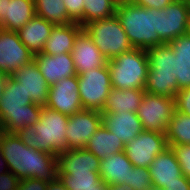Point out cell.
I'll list each match as a JSON object with an SVG mask.
<instances>
[{
  "mask_svg": "<svg viewBox=\"0 0 190 190\" xmlns=\"http://www.w3.org/2000/svg\"><path fill=\"white\" fill-rule=\"evenodd\" d=\"M42 105L33 103L22 84L11 76L0 96V129L16 133L25 126L33 125L40 118Z\"/></svg>",
  "mask_w": 190,
  "mask_h": 190,
  "instance_id": "obj_3",
  "label": "cell"
},
{
  "mask_svg": "<svg viewBox=\"0 0 190 190\" xmlns=\"http://www.w3.org/2000/svg\"><path fill=\"white\" fill-rule=\"evenodd\" d=\"M57 155L28 147L16 133L0 130V157L20 180L36 178L47 183L56 180Z\"/></svg>",
  "mask_w": 190,
  "mask_h": 190,
  "instance_id": "obj_1",
  "label": "cell"
},
{
  "mask_svg": "<svg viewBox=\"0 0 190 190\" xmlns=\"http://www.w3.org/2000/svg\"><path fill=\"white\" fill-rule=\"evenodd\" d=\"M133 167L125 152L121 151L101 160L99 173L106 185L128 184L130 170Z\"/></svg>",
  "mask_w": 190,
  "mask_h": 190,
  "instance_id": "obj_22",
  "label": "cell"
},
{
  "mask_svg": "<svg viewBox=\"0 0 190 190\" xmlns=\"http://www.w3.org/2000/svg\"><path fill=\"white\" fill-rule=\"evenodd\" d=\"M68 117L43 106L39 120L33 125L25 126L16 134L28 147H34L50 154H59L68 150L65 135Z\"/></svg>",
  "mask_w": 190,
  "mask_h": 190,
  "instance_id": "obj_2",
  "label": "cell"
},
{
  "mask_svg": "<svg viewBox=\"0 0 190 190\" xmlns=\"http://www.w3.org/2000/svg\"><path fill=\"white\" fill-rule=\"evenodd\" d=\"M68 17L83 27L84 0H63Z\"/></svg>",
  "mask_w": 190,
  "mask_h": 190,
  "instance_id": "obj_34",
  "label": "cell"
},
{
  "mask_svg": "<svg viewBox=\"0 0 190 190\" xmlns=\"http://www.w3.org/2000/svg\"><path fill=\"white\" fill-rule=\"evenodd\" d=\"M102 124L116 137L122 139L124 145L144 130L137 113L130 111L102 113Z\"/></svg>",
  "mask_w": 190,
  "mask_h": 190,
  "instance_id": "obj_19",
  "label": "cell"
},
{
  "mask_svg": "<svg viewBox=\"0 0 190 190\" xmlns=\"http://www.w3.org/2000/svg\"><path fill=\"white\" fill-rule=\"evenodd\" d=\"M58 178L69 190H99L105 183L99 172H59Z\"/></svg>",
  "mask_w": 190,
  "mask_h": 190,
  "instance_id": "obj_28",
  "label": "cell"
},
{
  "mask_svg": "<svg viewBox=\"0 0 190 190\" xmlns=\"http://www.w3.org/2000/svg\"><path fill=\"white\" fill-rule=\"evenodd\" d=\"M171 148L180 164L182 174L190 179V144L171 146Z\"/></svg>",
  "mask_w": 190,
  "mask_h": 190,
  "instance_id": "obj_33",
  "label": "cell"
},
{
  "mask_svg": "<svg viewBox=\"0 0 190 190\" xmlns=\"http://www.w3.org/2000/svg\"><path fill=\"white\" fill-rule=\"evenodd\" d=\"M82 29L83 27L76 22L67 25H54L42 53L48 55L71 53L77 34Z\"/></svg>",
  "mask_w": 190,
  "mask_h": 190,
  "instance_id": "obj_23",
  "label": "cell"
},
{
  "mask_svg": "<svg viewBox=\"0 0 190 190\" xmlns=\"http://www.w3.org/2000/svg\"><path fill=\"white\" fill-rule=\"evenodd\" d=\"M78 92L83 109L103 112L107 97L112 89L107 64L77 75Z\"/></svg>",
  "mask_w": 190,
  "mask_h": 190,
  "instance_id": "obj_8",
  "label": "cell"
},
{
  "mask_svg": "<svg viewBox=\"0 0 190 190\" xmlns=\"http://www.w3.org/2000/svg\"><path fill=\"white\" fill-rule=\"evenodd\" d=\"M175 100L176 111L190 116V87L179 90Z\"/></svg>",
  "mask_w": 190,
  "mask_h": 190,
  "instance_id": "obj_35",
  "label": "cell"
},
{
  "mask_svg": "<svg viewBox=\"0 0 190 190\" xmlns=\"http://www.w3.org/2000/svg\"><path fill=\"white\" fill-rule=\"evenodd\" d=\"M128 184L134 190H151L153 184L149 168L134 166L130 170Z\"/></svg>",
  "mask_w": 190,
  "mask_h": 190,
  "instance_id": "obj_32",
  "label": "cell"
},
{
  "mask_svg": "<svg viewBox=\"0 0 190 190\" xmlns=\"http://www.w3.org/2000/svg\"><path fill=\"white\" fill-rule=\"evenodd\" d=\"M20 179L13 172L0 175V190H18Z\"/></svg>",
  "mask_w": 190,
  "mask_h": 190,
  "instance_id": "obj_36",
  "label": "cell"
},
{
  "mask_svg": "<svg viewBox=\"0 0 190 190\" xmlns=\"http://www.w3.org/2000/svg\"><path fill=\"white\" fill-rule=\"evenodd\" d=\"M57 156L59 172H99L100 160L85 148L69 149Z\"/></svg>",
  "mask_w": 190,
  "mask_h": 190,
  "instance_id": "obj_21",
  "label": "cell"
},
{
  "mask_svg": "<svg viewBox=\"0 0 190 190\" xmlns=\"http://www.w3.org/2000/svg\"><path fill=\"white\" fill-rule=\"evenodd\" d=\"M48 183L36 178H26L19 181L18 190H46Z\"/></svg>",
  "mask_w": 190,
  "mask_h": 190,
  "instance_id": "obj_37",
  "label": "cell"
},
{
  "mask_svg": "<svg viewBox=\"0 0 190 190\" xmlns=\"http://www.w3.org/2000/svg\"><path fill=\"white\" fill-rule=\"evenodd\" d=\"M190 11L186 2L173 1L163 9H154V30L166 44L189 29Z\"/></svg>",
  "mask_w": 190,
  "mask_h": 190,
  "instance_id": "obj_10",
  "label": "cell"
},
{
  "mask_svg": "<svg viewBox=\"0 0 190 190\" xmlns=\"http://www.w3.org/2000/svg\"><path fill=\"white\" fill-rule=\"evenodd\" d=\"M186 4H187V7H188V9H189V11H190V0H187V1H186Z\"/></svg>",
  "mask_w": 190,
  "mask_h": 190,
  "instance_id": "obj_46",
  "label": "cell"
},
{
  "mask_svg": "<svg viewBox=\"0 0 190 190\" xmlns=\"http://www.w3.org/2000/svg\"><path fill=\"white\" fill-rule=\"evenodd\" d=\"M124 146L122 139L116 137L102 124L91 136L85 149L101 161L107 156L124 151Z\"/></svg>",
  "mask_w": 190,
  "mask_h": 190,
  "instance_id": "obj_26",
  "label": "cell"
},
{
  "mask_svg": "<svg viewBox=\"0 0 190 190\" xmlns=\"http://www.w3.org/2000/svg\"><path fill=\"white\" fill-rule=\"evenodd\" d=\"M168 147L190 144V116L175 111L166 129Z\"/></svg>",
  "mask_w": 190,
  "mask_h": 190,
  "instance_id": "obj_30",
  "label": "cell"
},
{
  "mask_svg": "<svg viewBox=\"0 0 190 190\" xmlns=\"http://www.w3.org/2000/svg\"><path fill=\"white\" fill-rule=\"evenodd\" d=\"M116 17L133 48L148 49L165 44L154 30V8L147 9L134 3L117 5Z\"/></svg>",
  "mask_w": 190,
  "mask_h": 190,
  "instance_id": "obj_5",
  "label": "cell"
},
{
  "mask_svg": "<svg viewBox=\"0 0 190 190\" xmlns=\"http://www.w3.org/2000/svg\"><path fill=\"white\" fill-rule=\"evenodd\" d=\"M11 77L22 84L24 91L27 96H30L33 103L46 105L50 86L34 60L15 71Z\"/></svg>",
  "mask_w": 190,
  "mask_h": 190,
  "instance_id": "obj_16",
  "label": "cell"
},
{
  "mask_svg": "<svg viewBox=\"0 0 190 190\" xmlns=\"http://www.w3.org/2000/svg\"><path fill=\"white\" fill-rule=\"evenodd\" d=\"M144 89H111L102 113L134 112L137 113Z\"/></svg>",
  "mask_w": 190,
  "mask_h": 190,
  "instance_id": "obj_25",
  "label": "cell"
},
{
  "mask_svg": "<svg viewBox=\"0 0 190 190\" xmlns=\"http://www.w3.org/2000/svg\"><path fill=\"white\" fill-rule=\"evenodd\" d=\"M174 1H183V2H186L187 0H174Z\"/></svg>",
  "mask_w": 190,
  "mask_h": 190,
  "instance_id": "obj_47",
  "label": "cell"
},
{
  "mask_svg": "<svg viewBox=\"0 0 190 190\" xmlns=\"http://www.w3.org/2000/svg\"><path fill=\"white\" fill-rule=\"evenodd\" d=\"M83 28L107 60L133 48L116 15L89 22Z\"/></svg>",
  "mask_w": 190,
  "mask_h": 190,
  "instance_id": "obj_7",
  "label": "cell"
},
{
  "mask_svg": "<svg viewBox=\"0 0 190 190\" xmlns=\"http://www.w3.org/2000/svg\"><path fill=\"white\" fill-rule=\"evenodd\" d=\"M78 87L77 75L59 80L50 86L48 101L45 106L67 116L79 112L83 109V105L80 100Z\"/></svg>",
  "mask_w": 190,
  "mask_h": 190,
  "instance_id": "obj_14",
  "label": "cell"
},
{
  "mask_svg": "<svg viewBox=\"0 0 190 190\" xmlns=\"http://www.w3.org/2000/svg\"><path fill=\"white\" fill-rule=\"evenodd\" d=\"M33 59L34 55L21 42L17 31L0 28V73L11 76Z\"/></svg>",
  "mask_w": 190,
  "mask_h": 190,
  "instance_id": "obj_12",
  "label": "cell"
},
{
  "mask_svg": "<svg viewBox=\"0 0 190 190\" xmlns=\"http://www.w3.org/2000/svg\"><path fill=\"white\" fill-rule=\"evenodd\" d=\"M168 148L165 133L143 130L124 146V152L134 166L148 168L157 154Z\"/></svg>",
  "mask_w": 190,
  "mask_h": 190,
  "instance_id": "obj_11",
  "label": "cell"
},
{
  "mask_svg": "<svg viewBox=\"0 0 190 190\" xmlns=\"http://www.w3.org/2000/svg\"><path fill=\"white\" fill-rule=\"evenodd\" d=\"M99 190H109L108 185L104 184Z\"/></svg>",
  "mask_w": 190,
  "mask_h": 190,
  "instance_id": "obj_45",
  "label": "cell"
},
{
  "mask_svg": "<svg viewBox=\"0 0 190 190\" xmlns=\"http://www.w3.org/2000/svg\"><path fill=\"white\" fill-rule=\"evenodd\" d=\"M33 60L49 86L63 78L77 75L71 53H62L61 55L40 53L35 54Z\"/></svg>",
  "mask_w": 190,
  "mask_h": 190,
  "instance_id": "obj_17",
  "label": "cell"
},
{
  "mask_svg": "<svg viewBox=\"0 0 190 190\" xmlns=\"http://www.w3.org/2000/svg\"><path fill=\"white\" fill-rule=\"evenodd\" d=\"M173 1L174 0H132L131 3L147 9H163Z\"/></svg>",
  "mask_w": 190,
  "mask_h": 190,
  "instance_id": "obj_39",
  "label": "cell"
},
{
  "mask_svg": "<svg viewBox=\"0 0 190 190\" xmlns=\"http://www.w3.org/2000/svg\"><path fill=\"white\" fill-rule=\"evenodd\" d=\"M115 5H121V4H125V3H131L132 0H112Z\"/></svg>",
  "mask_w": 190,
  "mask_h": 190,
  "instance_id": "obj_44",
  "label": "cell"
},
{
  "mask_svg": "<svg viewBox=\"0 0 190 190\" xmlns=\"http://www.w3.org/2000/svg\"><path fill=\"white\" fill-rule=\"evenodd\" d=\"M35 14L54 25L73 23L68 17L63 0H34Z\"/></svg>",
  "mask_w": 190,
  "mask_h": 190,
  "instance_id": "obj_29",
  "label": "cell"
},
{
  "mask_svg": "<svg viewBox=\"0 0 190 190\" xmlns=\"http://www.w3.org/2000/svg\"><path fill=\"white\" fill-rule=\"evenodd\" d=\"M176 59V78L179 90L190 87V34L181 35L168 43Z\"/></svg>",
  "mask_w": 190,
  "mask_h": 190,
  "instance_id": "obj_27",
  "label": "cell"
},
{
  "mask_svg": "<svg viewBox=\"0 0 190 190\" xmlns=\"http://www.w3.org/2000/svg\"><path fill=\"white\" fill-rule=\"evenodd\" d=\"M102 125V112L82 109L68 117L66 142L69 149L85 148L94 132Z\"/></svg>",
  "mask_w": 190,
  "mask_h": 190,
  "instance_id": "obj_13",
  "label": "cell"
},
{
  "mask_svg": "<svg viewBox=\"0 0 190 190\" xmlns=\"http://www.w3.org/2000/svg\"><path fill=\"white\" fill-rule=\"evenodd\" d=\"M46 190H69V189L64 186V184L59 178H57L56 180L48 183Z\"/></svg>",
  "mask_w": 190,
  "mask_h": 190,
  "instance_id": "obj_40",
  "label": "cell"
},
{
  "mask_svg": "<svg viewBox=\"0 0 190 190\" xmlns=\"http://www.w3.org/2000/svg\"><path fill=\"white\" fill-rule=\"evenodd\" d=\"M111 85L117 89H144L149 62L145 49L132 48L107 61Z\"/></svg>",
  "mask_w": 190,
  "mask_h": 190,
  "instance_id": "obj_6",
  "label": "cell"
},
{
  "mask_svg": "<svg viewBox=\"0 0 190 190\" xmlns=\"http://www.w3.org/2000/svg\"><path fill=\"white\" fill-rule=\"evenodd\" d=\"M5 12L0 28L18 31L36 15L34 0H6Z\"/></svg>",
  "mask_w": 190,
  "mask_h": 190,
  "instance_id": "obj_24",
  "label": "cell"
},
{
  "mask_svg": "<svg viewBox=\"0 0 190 190\" xmlns=\"http://www.w3.org/2000/svg\"><path fill=\"white\" fill-rule=\"evenodd\" d=\"M53 27V23L35 15L17 33L21 42L35 55L42 53Z\"/></svg>",
  "mask_w": 190,
  "mask_h": 190,
  "instance_id": "obj_20",
  "label": "cell"
},
{
  "mask_svg": "<svg viewBox=\"0 0 190 190\" xmlns=\"http://www.w3.org/2000/svg\"><path fill=\"white\" fill-rule=\"evenodd\" d=\"M5 7H6V0H0V22L6 16Z\"/></svg>",
  "mask_w": 190,
  "mask_h": 190,
  "instance_id": "obj_43",
  "label": "cell"
},
{
  "mask_svg": "<svg viewBox=\"0 0 190 190\" xmlns=\"http://www.w3.org/2000/svg\"><path fill=\"white\" fill-rule=\"evenodd\" d=\"M149 69L144 90L147 93L176 97L179 91L176 78V59L166 43L146 49Z\"/></svg>",
  "mask_w": 190,
  "mask_h": 190,
  "instance_id": "obj_4",
  "label": "cell"
},
{
  "mask_svg": "<svg viewBox=\"0 0 190 190\" xmlns=\"http://www.w3.org/2000/svg\"><path fill=\"white\" fill-rule=\"evenodd\" d=\"M71 55L73 56L77 75L92 70L93 68L105 66L108 61L101 54L84 28L77 34Z\"/></svg>",
  "mask_w": 190,
  "mask_h": 190,
  "instance_id": "obj_15",
  "label": "cell"
},
{
  "mask_svg": "<svg viewBox=\"0 0 190 190\" xmlns=\"http://www.w3.org/2000/svg\"><path fill=\"white\" fill-rule=\"evenodd\" d=\"M188 33L190 34V22H189V29H188Z\"/></svg>",
  "mask_w": 190,
  "mask_h": 190,
  "instance_id": "obj_48",
  "label": "cell"
},
{
  "mask_svg": "<svg viewBox=\"0 0 190 190\" xmlns=\"http://www.w3.org/2000/svg\"><path fill=\"white\" fill-rule=\"evenodd\" d=\"M116 7L112 0H84L83 27L89 22L114 16Z\"/></svg>",
  "mask_w": 190,
  "mask_h": 190,
  "instance_id": "obj_31",
  "label": "cell"
},
{
  "mask_svg": "<svg viewBox=\"0 0 190 190\" xmlns=\"http://www.w3.org/2000/svg\"><path fill=\"white\" fill-rule=\"evenodd\" d=\"M9 79V76L3 73H0V96L3 94L6 83Z\"/></svg>",
  "mask_w": 190,
  "mask_h": 190,
  "instance_id": "obj_42",
  "label": "cell"
},
{
  "mask_svg": "<svg viewBox=\"0 0 190 190\" xmlns=\"http://www.w3.org/2000/svg\"><path fill=\"white\" fill-rule=\"evenodd\" d=\"M175 111L176 100L174 97L145 92L138 107L137 116L144 130L166 133Z\"/></svg>",
  "mask_w": 190,
  "mask_h": 190,
  "instance_id": "obj_9",
  "label": "cell"
},
{
  "mask_svg": "<svg viewBox=\"0 0 190 190\" xmlns=\"http://www.w3.org/2000/svg\"><path fill=\"white\" fill-rule=\"evenodd\" d=\"M148 168L152 184L158 188H164L165 185L178 181V178L182 175L180 164L171 147L157 154Z\"/></svg>",
  "mask_w": 190,
  "mask_h": 190,
  "instance_id": "obj_18",
  "label": "cell"
},
{
  "mask_svg": "<svg viewBox=\"0 0 190 190\" xmlns=\"http://www.w3.org/2000/svg\"><path fill=\"white\" fill-rule=\"evenodd\" d=\"M151 190H190V179L182 174L178 181L165 185L164 188L153 186Z\"/></svg>",
  "mask_w": 190,
  "mask_h": 190,
  "instance_id": "obj_38",
  "label": "cell"
},
{
  "mask_svg": "<svg viewBox=\"0 0 190 190\" xmlns=\"http://www.w3.org/2000/svg\"><path fill=\"white\" fill-rule=\"evenodd\" d=\"M108 189L109 190H134L129 184H126V183L108 185Z\"/></svg>",
  "mask_w": 190,
  "mask_h": 190,
  "instance_id": "obj_41",
  "label": "cell"
}]
</instances>
